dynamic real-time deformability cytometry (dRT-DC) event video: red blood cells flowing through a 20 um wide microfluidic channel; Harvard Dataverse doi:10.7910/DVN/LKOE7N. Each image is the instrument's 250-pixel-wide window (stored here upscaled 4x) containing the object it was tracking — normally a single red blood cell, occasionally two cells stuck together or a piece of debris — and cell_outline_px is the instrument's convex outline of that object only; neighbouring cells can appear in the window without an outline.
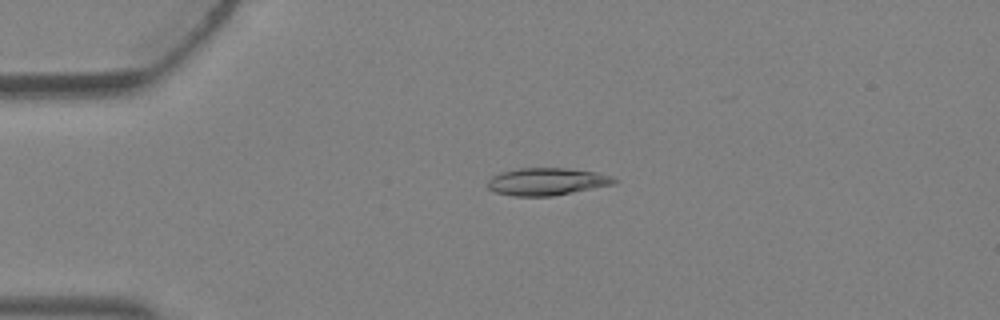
{"species": "Egyptian fruit bat (a non-hibernating species)", "species_latin": "Rousettus aegyptiacus", "temperature_condition": "warm", "stored_images_in_passage": 3, "camera_frame_rate_fps": 3000, "um_per_image_px": 0.085, "animal": {"sex": "female"}, "frame": {"image": 1, "passage_image": 2, "time_ms": 0.333, "image_size_px": [1000, 320], "cell_outline_px": [[616, 184], [552, 196], [512, 196], [496, 192], [488, 188], [488, 180], [492, 176], [500, 172], [520, 168], [564, 168], [596, 172], [612, 176], [616, 180]], "centroid_in_image_um": [46.48, 15.43], "position_along_channel_um": 38.5, "area_um2": 20.17}}